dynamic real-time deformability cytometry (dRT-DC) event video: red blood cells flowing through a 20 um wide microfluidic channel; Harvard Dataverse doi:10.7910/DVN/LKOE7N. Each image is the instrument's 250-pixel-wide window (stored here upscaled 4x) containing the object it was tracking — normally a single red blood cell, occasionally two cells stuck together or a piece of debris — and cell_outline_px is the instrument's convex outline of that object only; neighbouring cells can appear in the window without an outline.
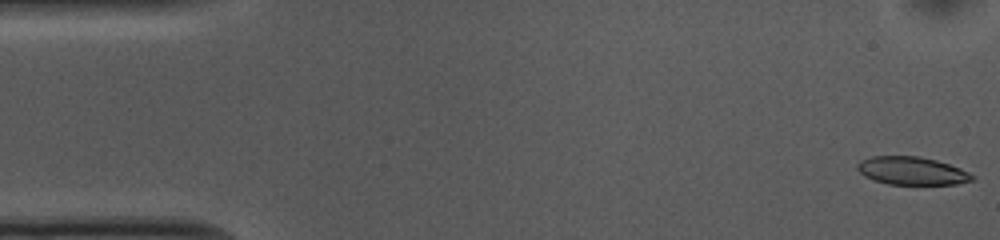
{"species": "common noctule bat (a hibernating species)", "species_latin": "Nyctalus noctula", "temperature_condition": "cold", "stored_images_in_passage": 53, "camera_frame_rate_fps": 3000, "um_per_image_px": 0.085, "animal": {"sex": "female", "body_mass_g": 10.0, "forearm_length_mm": 53.1}, "frame": {"image": 1, "passage_image": 1, "time_ms": 0.0, "image_size_px": [1000, 240], "cell_outline_px": [[976, 176], [972, 180], [956, 184], [888, 184], [864, 176], [856, 168], [856, 164], [860, 160], [872, 156], [920, 156], [936, 160], [960, 168]], "centroid_in_image_um": [77.49, 14.51], "position_along_channel_um": 7.5, "area_um2": 18.67}}
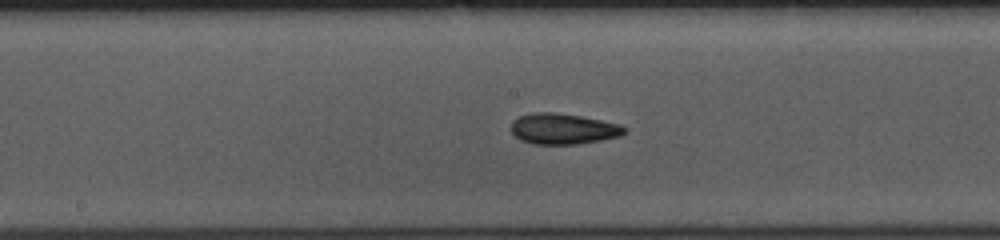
{"frame": {"image": 2, "passage_image": 26, "time_ms": 8.333, "image_size_px": [1000, 240], "cell_outline_px": [[628, 132], [620, 136], [600, 140], [576, 144], [532, 144], [520, 140], [512, 132], [512, 120], [520, 116], [532, 112], [552, 112], [580, 116], [620, 124], [628, 128]], "centroid_in_image_um": [47.88, 10.95], "position_along_channel_um": 200.3, "area_um2": 20.35}}
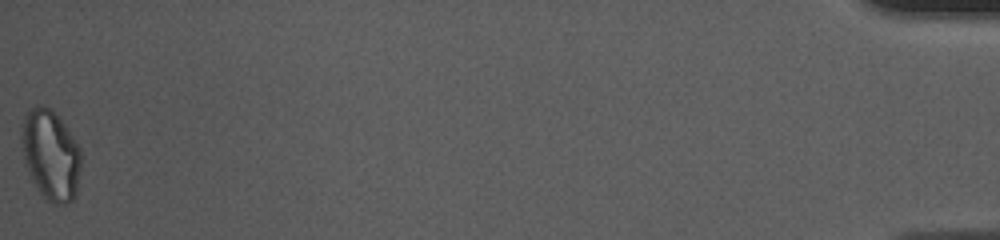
{"frame": {"image": 3, "passage_image": 53, "time_ms": 17.333, "image_size_px": [1000, 240], "cell_outline_px": [[80, 168], [76, 192], [72, 200], [64, 204], [56, 204], [44, 200], [36, 188], [32, 180], [24, 160], [20, 140], [20, 136], [24, 116], [36, 104], [40, 104], [52, 108], [64, 124], [80, 148]], "centroid_in_image_um": [4.28, 13.16], "position_along_channel_um": 430.9, "area_um2": 31.39}, "authors_computed_cell_mechanics": {"area_um2": 20.3456, "velocity_mm_per_s": 3.7085, "shape_relaxation_time_tau1_ms": 3.1403, "shape_relaxation_time_tau2_ms": 2.8102, "deformation_change_tau1": 0.1206, "deformation_change_tau2": 0.0999}}